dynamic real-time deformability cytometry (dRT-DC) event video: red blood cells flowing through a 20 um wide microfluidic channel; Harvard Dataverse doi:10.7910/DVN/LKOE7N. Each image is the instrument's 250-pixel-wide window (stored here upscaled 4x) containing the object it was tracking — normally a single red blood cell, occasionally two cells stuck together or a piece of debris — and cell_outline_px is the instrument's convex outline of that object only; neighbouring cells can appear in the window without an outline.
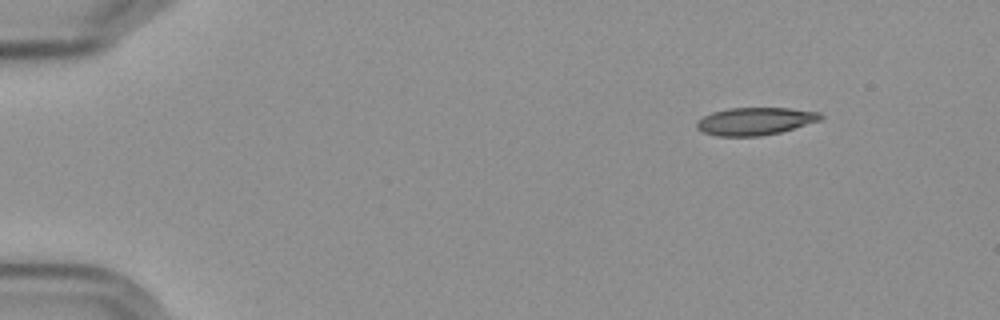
{"species": "Egyptian fruit bat (a non-hibernating species)", "species_latin": "Rousettus aegyptiacus", "temperature_condition": "cold", "stored_images_in_passage": 51, "camera_frame_rate_fps": 3000, "um_per_image_px": 0.085, "frame": {"image": 1, "passage_image": 1, "time_ms": 0.0, "image_size_px": [1000, 320], "cell_outline_px": [[824, 116], [820, 120], [780, 132], [760, 136], [716, 136], [704, 132], [696, 128], [696, 120], [712, 112], [728, 108], [792, 108], [820, 112]], "centroid_in_image_um": [64.17, 10.29], "position_along_channel_um": 20.8, "area_um2": 19.94}}
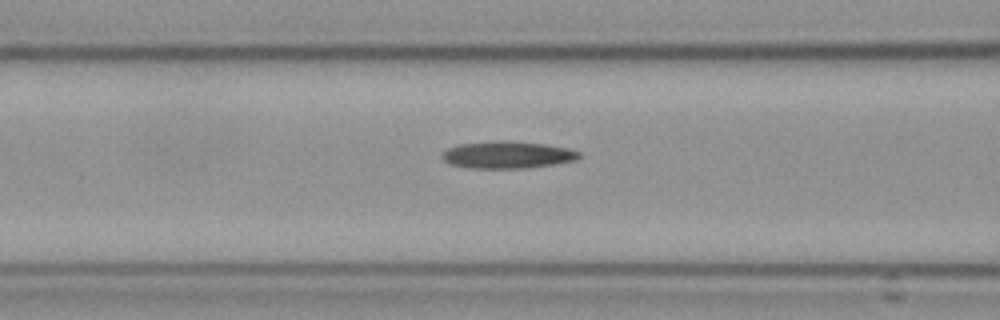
{"frame": {"image": 2, "passage_image": 18, "time_ms": 5.667, "image_size_px": [1000, 320], "cell_outline_px": [[580, 156], [576, 160], [556, 164], [528, 168], [472, 168], [448, 164], [440, 156], [448, 148], [460, 144], [496, 140], [500, 140], [544, 144], [568, 148], [580, 152]], "centroid_in_image_um": [43.13, 13.16], "position_along_channel_um": 123.5, "area_um2": 21.68}}
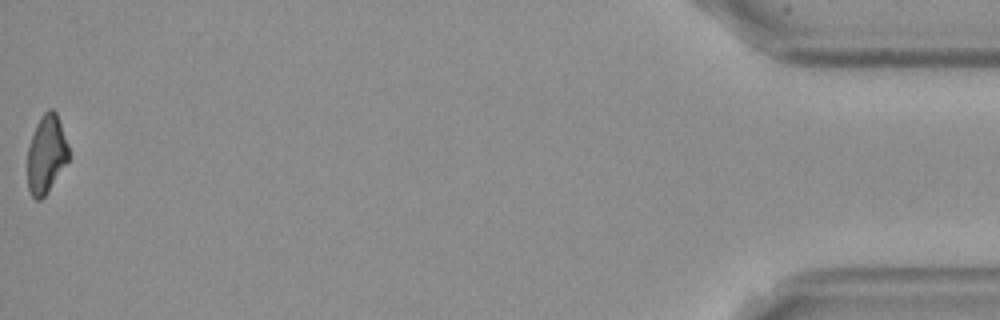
{"frame": {"image": 3, "passage_image": 51, "time_ms": 16.667, "image_size_px": [1000, 320], "cell_outline_px": [[68, 160], [48, 192], [40, 200], [36, 200], [32, 196], [28, 188], [28, 148], [36, 124], [40, 116], [48, 108], [52, 108], [56, 112], [68, 144]], "centroid_in_image_um": [3.93, 13.1], "position_along_channel_um": 431.3, "area_um2": 18.61}}